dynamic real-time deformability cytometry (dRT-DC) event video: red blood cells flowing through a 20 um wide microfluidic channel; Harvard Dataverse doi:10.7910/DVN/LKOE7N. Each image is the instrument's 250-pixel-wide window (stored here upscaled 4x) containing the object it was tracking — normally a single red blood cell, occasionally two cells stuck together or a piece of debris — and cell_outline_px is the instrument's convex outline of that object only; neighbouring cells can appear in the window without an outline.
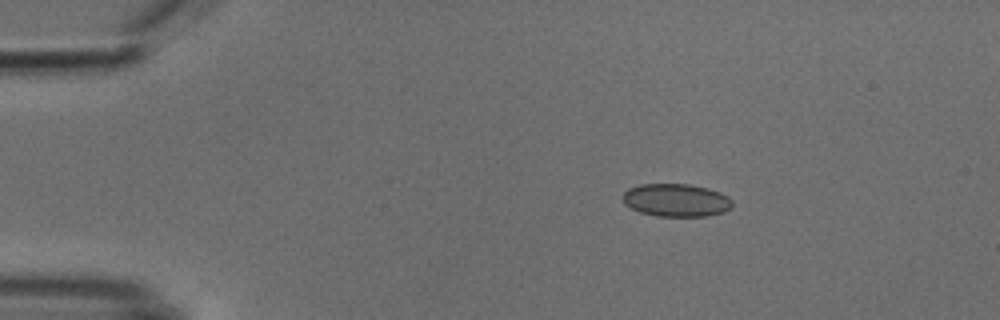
{"species": "common noctule bat (a hibernating species)", "species_latin": "Nyctalus noctula", "temperature_condition": "cold", "stored_images_in_passage": 16, "camera_frame_rate_fps": 3000, "um_per_image_px": 0.085, "animal": {"sex": "male", "body_mass_g": 18.8}, "frame": {"image": 1, "passage_image": 1, "time_ms": 0.0, "image_size_px": [1000, 320], "cell_outline_px": [[732, 208], [724, 212], [708, 216], [656, 216], [640, 212], [624, 204], [620, 196], [628, 188], [640, 184], [688, 184], [708, 188], [720, 192], [728, 196], [732, 200]], "centroid_in_image_um": [57.46, 17.01], "position_along_channel_um": 27.5, "area_um2": 21.27}}
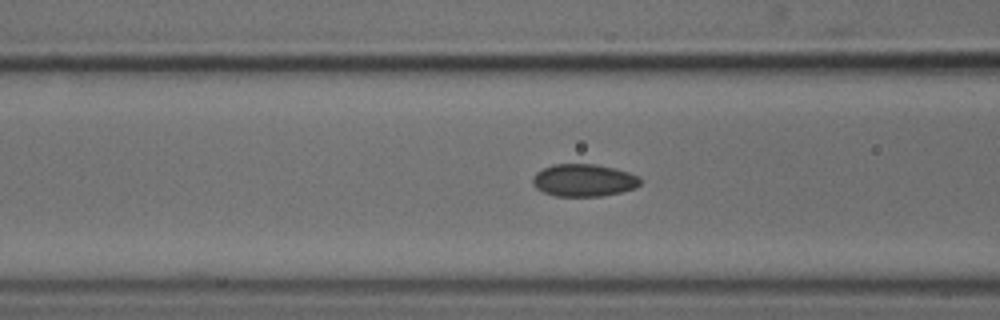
{"frame": {"image": 2, "passage_image": 13, "time_ms": 4.0, "image_size_px": [1000, 320], "cell_outline_px": [[640, 184], [636, 188], [620, 192], [600, 196], [556, 196], [544, 192], [536, 188], [532, 184], [532, 176], [536, 172], [552, 164], [596, 164], [616, 168], [640, 176]], "centroid_in_image_um": [49.61, 15.31], "position_along_channel_um": 117.0, "area_um2": 20.46}}
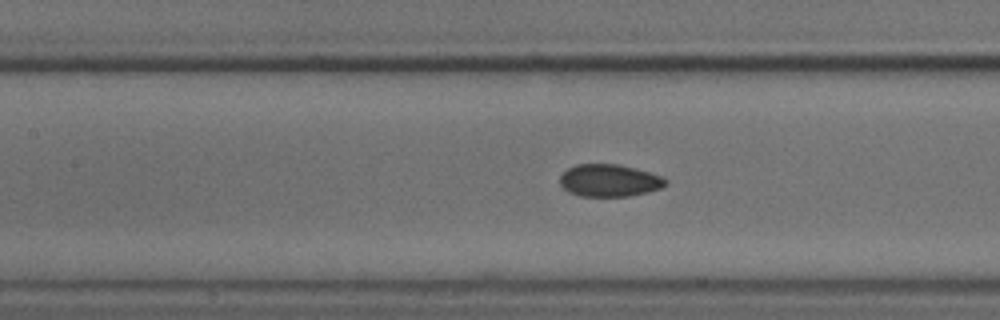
{"frame": {"image": 3, "passage_image": 16, "time_ms": 5.0, "image_size_px": [1000, 320], "cell_outline_px": [[668, 184], [660, 188], [648, 192], [628, 196], [580, 196], [568, 192], [560, 184], [560, 176], [568, 168], [576, 164], [620, 164], [664, 176], [668, 180]], "centroid_in_image_um": [51.82, 15.34], "position_along_channel_um": 155.6, "area_um2": 20.06}}